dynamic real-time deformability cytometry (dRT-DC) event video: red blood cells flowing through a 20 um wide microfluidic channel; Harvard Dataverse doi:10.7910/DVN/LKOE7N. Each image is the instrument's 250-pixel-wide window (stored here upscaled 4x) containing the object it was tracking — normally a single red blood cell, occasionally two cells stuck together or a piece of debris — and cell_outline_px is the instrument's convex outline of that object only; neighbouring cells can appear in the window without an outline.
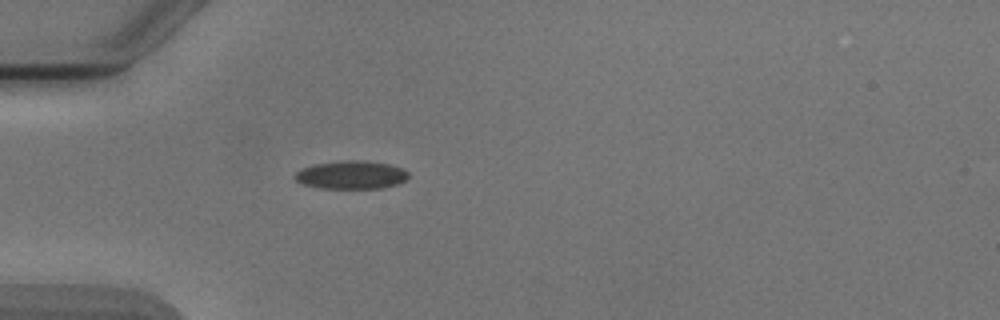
{"species": "Egyptian fruit bat (a non-hibernating species)", "species_latin": "Rousettus aegyptiacus", "temperature_condition": "cold", "stored_images_in_passage": 1, "camera_frame_rate_fps": 3000, "um_per_image_px": 0.085, "animal": {"sex": "male"}, "frame": {"image": 1, "passage_image": 1, "time_ms": 0.0, "image_size_px": [1000, 320], "cell_outline_px": [[408, 180], [396, 184], [380, 188], [324, 188], [304, 184], [296, 180], [296, 172], [300, 168], [316, 164], [344, 160], [360, 160], [388, 164], [404, 168], [408, 172]], "centroid_in_image_um": [29.9, 14.86], "position_along_channel_um": 55.1, "area_um2": 18.5}}